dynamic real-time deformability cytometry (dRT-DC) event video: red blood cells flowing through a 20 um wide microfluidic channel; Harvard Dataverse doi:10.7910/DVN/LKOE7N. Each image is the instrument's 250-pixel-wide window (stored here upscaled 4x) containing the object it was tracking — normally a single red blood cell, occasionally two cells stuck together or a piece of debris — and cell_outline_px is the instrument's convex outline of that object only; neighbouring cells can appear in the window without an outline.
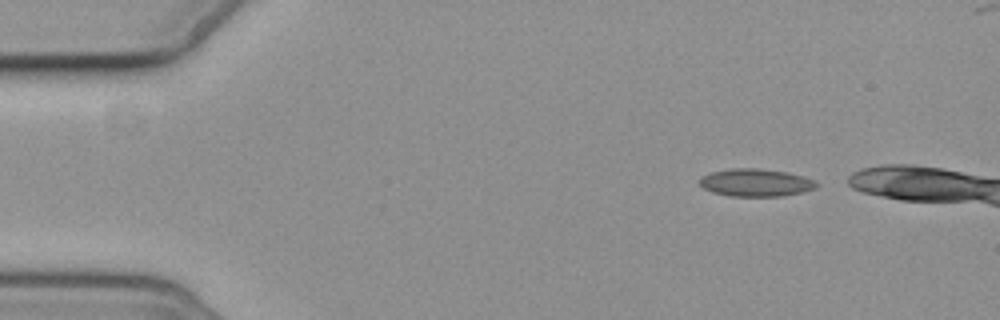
{"species": "common noctule bat (a hibernating species)", "species_latin": "Nyctalus noctula", "temperature_condition": "cold", "stored_images_in_passage": 4, "camera_frame_rate_fps": 3000, "um_per_image_px": 0.085, "animal": {"sex": "female", "body_mass_g": 19.3, "forearm_length_mm": 54.1}, "frame": {"image": 1, "passage_image": 1, "time_ms": 0.0, "image_size_px": [1000, 320], "cell_outline_px": [[820, 184], [816, 188], [784, 196], [732, 196], [712, 192], [704, 188], [696, 180], [700, 176], [712, 172], [732, 168], [760, 168], [788, 172], [804, 176], [816, 180]], "centroid_in_image_um": [64.25, 15.51], "position_along_channel_um": 20.8, "area_um2": 19.07}}